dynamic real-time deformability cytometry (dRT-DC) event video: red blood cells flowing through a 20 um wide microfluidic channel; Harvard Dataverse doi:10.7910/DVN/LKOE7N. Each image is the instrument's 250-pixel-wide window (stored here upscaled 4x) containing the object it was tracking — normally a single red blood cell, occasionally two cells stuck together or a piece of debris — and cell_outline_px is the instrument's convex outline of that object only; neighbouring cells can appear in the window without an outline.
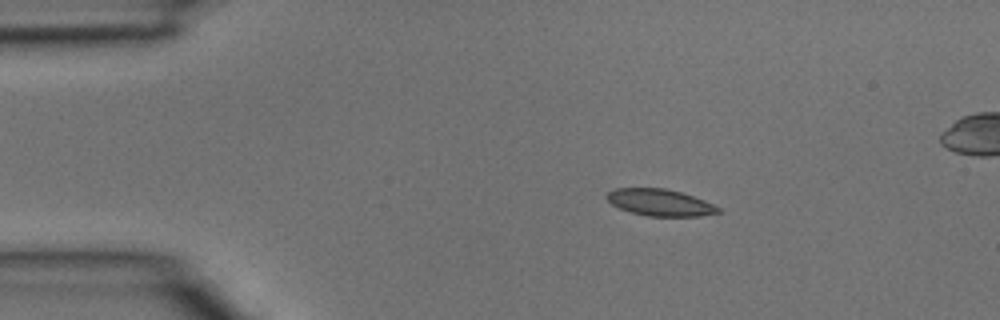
{"species": "common noctule bat (a hibernating species)", "species_latin": "Nyctalus noctula", "temperature_condition": "room temperature", "stored_images_in_passage": 4, "segment_of_instrument_passage": [1, 2], "camera_frame_rate_fps": 3000, "um_per_image_px": 0.085, "animal": {"sex": "male", "body_mass_g": 15.6}, "frame": {"image": 1, "passage_image": 2, "time_ms": 0.333, "image_size_px": [1000, 320], "cell_outline_px": [[720, 212], [700, 216], [648, 216], [632, 212], [620, 208], [612, 204], [604, 196], [608, 192], [616, 188], [664, 188], [680, 192], [704, 200], [720, 208]], "centroid_in_image_um": [56.08, 17.21], "position_along_channel_um": 28.9, "area_um2": 17.17}}